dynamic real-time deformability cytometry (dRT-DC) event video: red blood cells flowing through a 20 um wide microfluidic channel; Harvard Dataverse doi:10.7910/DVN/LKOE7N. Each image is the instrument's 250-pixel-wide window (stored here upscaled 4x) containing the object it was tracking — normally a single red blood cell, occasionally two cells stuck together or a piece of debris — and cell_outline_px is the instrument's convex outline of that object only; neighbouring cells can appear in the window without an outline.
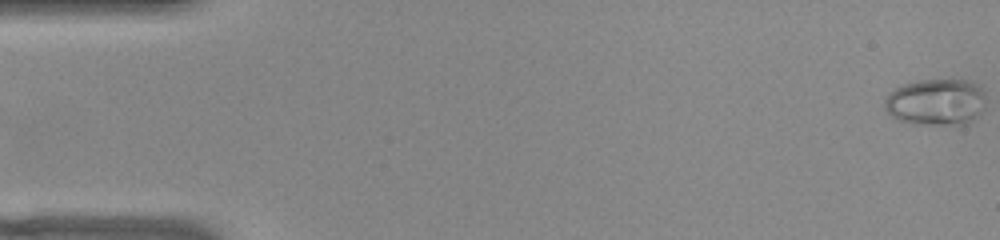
{"species": "common noctule bat (a hibernating species)", "species_latin": "Nyctalus noctula", "temperature_condition": "warm", "stored_images_in_passage": 53, "camera_frame_rate_fps": 3000, "um_per_image_px": 0.085, "animal": {"sex": "female", "body_mass_g": 22.0, "forearm_length_mm": 56.7}, "frame": {"image": 1, "passage_image": 1, "time_ms": 0.0, "image_size_px": [1000, 240], "cell_outline_px": [[984, 108], [964, 124], [916, 124], [896, 120], [884, 108], [884, 100], [888, 92], [904, 84], [916, 80], [964, 80], [980, 88], [984, 92]], "centroid_in_image_um": [79.48, 8.67], "position_along_channel_um": 5.5, "area_um2": 27.17}}
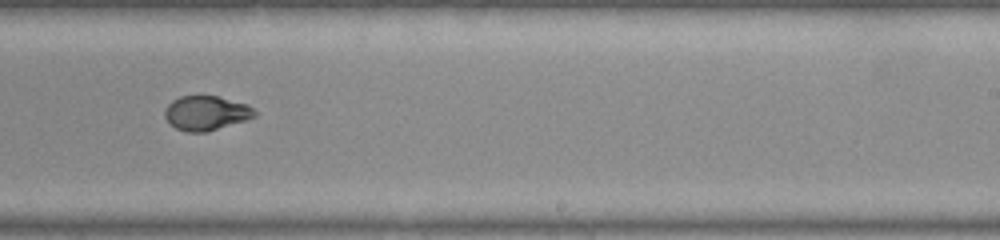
{"frame": {"image": 2, "passage_image": 33, "time_ms": 10.667, "image_size_px": [1000, 240], "cell_outline_px": [[256, 116], [244, 120], [204, 132], [188, 132], [176, 128], [164, 116], [164, 112], [168, 104], [172, 100], [180, 96], [220, 96], [248, 104], [256, 112]], "centroid_in_image_um": [17.52, 9.58], "position_along_channel_um": 271.5, "area_um2": 17.8}}
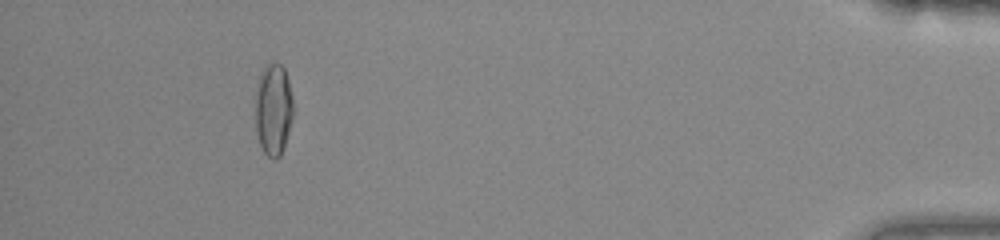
{"frame": {"image": 3, "passage_image": 49, "time_ms": 16.0, "image_size_px": [1000, 240], "cell_outline_px": [[292, 116], [284, 148], [280, 156], [276, 160], [272, 160], [264, 152], [260, 144], [256, 132], [256, 92], [260, 76], [264, 68], [268, 64], [280, 64], [284, 68], [288, 80], [292, 96]], "centroid_in_image_um": [23.24, 9.35], "position_along_channel_um": 412.0, "area_um2": 19.94}, "authors_computed_cell_mechanics": {"area_um2": 19.363, "velocity_mm_per_s": 3.8647, "shape_relaxation_time_tau1_ms": 11.3779, "shape_relaxation_time_tau2_ms": null, "deformation_change_tau1": 0.3308, "deformation_change_tau2": null}}